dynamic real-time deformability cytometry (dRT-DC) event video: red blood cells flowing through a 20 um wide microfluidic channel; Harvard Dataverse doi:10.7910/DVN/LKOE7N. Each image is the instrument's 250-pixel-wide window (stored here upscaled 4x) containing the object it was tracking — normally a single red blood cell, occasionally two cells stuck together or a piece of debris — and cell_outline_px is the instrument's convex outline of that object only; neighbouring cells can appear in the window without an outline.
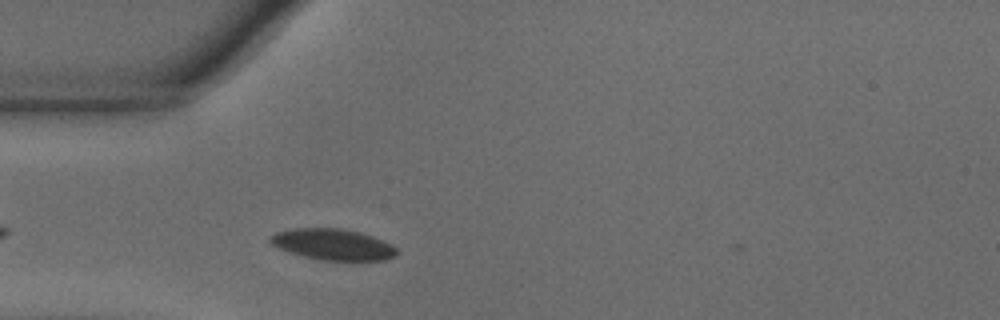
{"species": "common noctule bat (a hibernating species)", "species_latin": "Nyctalus noctula", "temperature_condition": "warm", "stored_images_in_passage": 2, "camera_frame_rate_fps": 3000, "um_per_image_px": 0.085, "animal": {"sex": "male", "body_mass_g": 18.8}, "frame": {"image": 1, "passage_image": 1, "time_ms": 0.0, "image_size_px": [1000, 320], "cell_outline_px": [[396, 256], [384, 260], [320, 260], [288, 252], [272, 244], [268, 240], [268, 236], [276, 232], [292, 228], [340, 228], [360, 232], [372, 236], [392, 244], [396, 248]], "centroid_in_image_um": [28.27, 20.77], "position_along_channel_um": 56.7, "area_um2": 22.95}}